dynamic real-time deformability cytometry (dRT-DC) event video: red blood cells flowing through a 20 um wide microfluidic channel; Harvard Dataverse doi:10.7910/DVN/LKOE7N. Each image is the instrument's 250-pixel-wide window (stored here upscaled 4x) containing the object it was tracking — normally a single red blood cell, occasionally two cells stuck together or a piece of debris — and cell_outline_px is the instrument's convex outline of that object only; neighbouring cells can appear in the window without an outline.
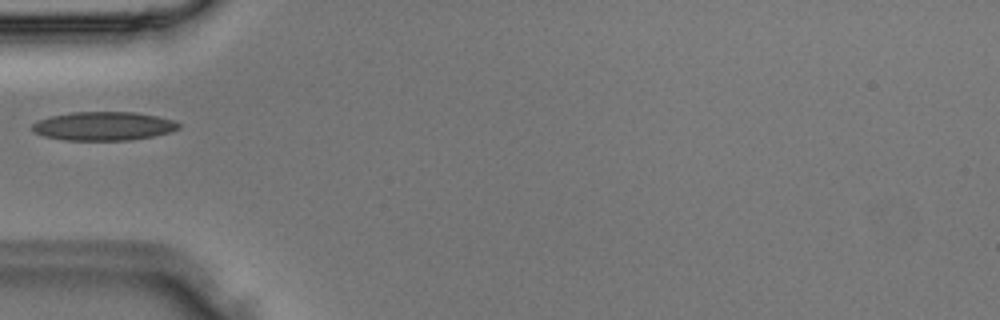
{"species": "Egyptian fruit bat (a non-hibernating species)", "species_latin": "Rousettus aegyptiacus", "temperature_condition": "room temperature", "stored_images_in_passage": 4, "camera_frame_rate_fps": 3000, "um_per_image_px": 0.085, "animal": {"sex": "male"}, "frame": {"image": 1, "passage_image": 4, "time_ms": 1.0, "image_size_px": [1000, 320], "cell_outline_px": [[180, 128], [172, 132], [132, 140], [64, 140], [44, 136], [32, 132], [32, 124], [36, 120], [52, 116], [72, 112], [136, 112], [156, 116], [172, 120], [180, 124]], "centroid_in_image_um": [8.78, 10.72], "position_along_channel_um": 76.2, "area_um2": 24.57}}